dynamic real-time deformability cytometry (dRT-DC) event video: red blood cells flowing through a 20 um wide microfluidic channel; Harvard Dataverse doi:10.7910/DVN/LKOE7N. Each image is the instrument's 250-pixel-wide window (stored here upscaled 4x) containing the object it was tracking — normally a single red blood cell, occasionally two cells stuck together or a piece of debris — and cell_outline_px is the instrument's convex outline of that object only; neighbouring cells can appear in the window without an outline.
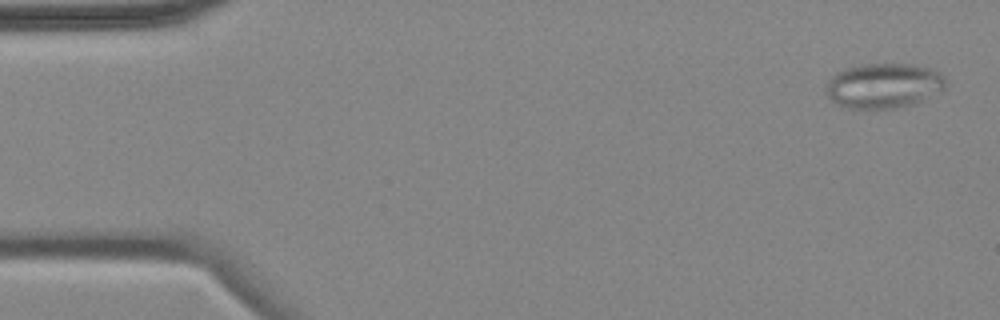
{"species": "common noctule bat (a hibernating species)", "species_latin": "Nyctalus noctula", "temperature_condition": "cold", "stored_images_in_passage": 6, "camera_frame_rate_fps": 3000, "um_per_image_px": 0.085, "animal": {"sex": "female", "body_mass_g": 18.4}, "frame": {"image": 1, "passage_image": 1, "time_ms": 0.0, "image_size_px": [1000, 320], "cell_outline_px": [[944, 88], [940, 92], [916, 104], [892, 108], [848, 108], [836, 104], [828, 96], [828, 80], [836, 72], [844, 68], [860, 64], [912, 64], [928, 68], [940, 72], [944, 76]], "centroid_in_image_um": [75.12, 7.28], "position_along_channel_um": 9.9, "area_um2": 31.33}}